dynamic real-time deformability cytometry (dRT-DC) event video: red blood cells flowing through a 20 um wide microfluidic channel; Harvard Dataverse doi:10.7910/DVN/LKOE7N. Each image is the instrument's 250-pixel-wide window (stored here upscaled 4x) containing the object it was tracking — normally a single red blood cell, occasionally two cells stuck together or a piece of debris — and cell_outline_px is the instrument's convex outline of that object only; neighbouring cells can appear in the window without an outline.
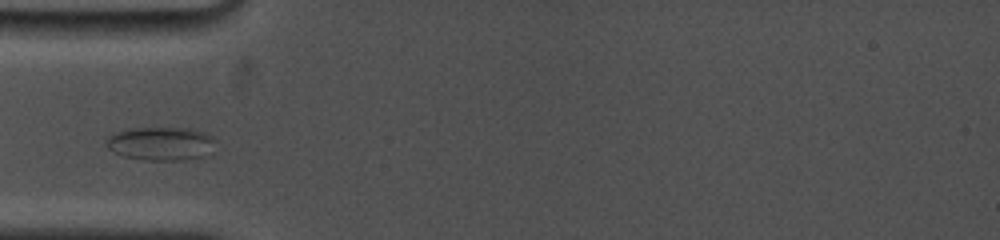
{"species": "common noctule bat (a hibernating species)", "species_latin": "Nyctalus noctula", "temperature_condition": "cold", "stored_images_in_passage": 2, "camera_frame_rate_fps": 5000, "um_per_image_px": 0.085, "animal": {"sex": "female", "body_mass_g": 19.0, "forearm_length_mm": 53.3}, "frame": {"image": 1, "passage_image": 1, "time_ms": 0.0, "image_size_px": [1000, 240], "cell_outline_px": [[212, 140], [204, 152], [200, 156], [184, 160], [144, 160], [124, 156], [112, 152], [104, 144], [108, 136], [116, 132], [132, 128], [192, 128], [208, 132], [212, 136]], "centroid_in_image_um": [13.55, 12.19], "position_along_channel_um": 71.4, "area_um2": 20.92}}